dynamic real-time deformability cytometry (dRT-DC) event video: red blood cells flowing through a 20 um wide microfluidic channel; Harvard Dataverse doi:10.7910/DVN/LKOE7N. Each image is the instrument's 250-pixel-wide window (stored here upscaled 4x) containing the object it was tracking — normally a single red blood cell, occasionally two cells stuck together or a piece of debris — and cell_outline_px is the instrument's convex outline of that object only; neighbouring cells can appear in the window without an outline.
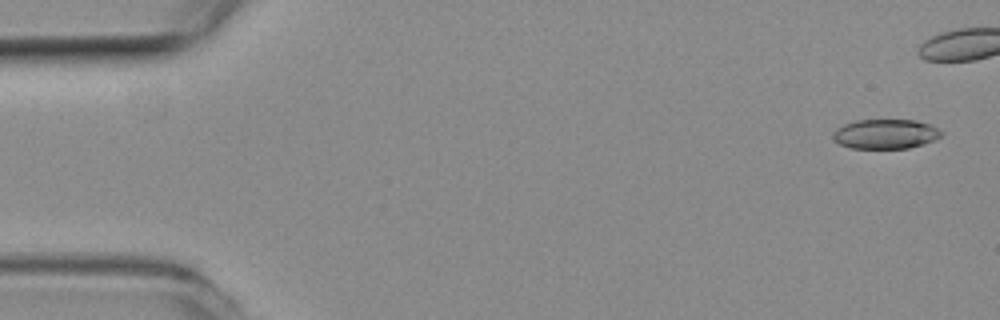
{"species": "common noctule bat (a hibernating species)", "species_latin": "Nyctalus noctula", "temperature_condition": "room temperature", "stored_images_in_passage": 42, "camera_frame_rate_fps": 3000, "um_per_image_px": 0.085, "animal": {"sex": "female", "body_mass_g": 19.3, "forearm_length_mm": 54.1}, "frame": {"image": 1, "passage_image": 1, "time_ms": 0.0, "image_size_px": [1000, 320], "cell_outline_px": [[940, 136], [924, 144], [908, 148], [852, 148], [840, 144], [832, 140], [832, 136], [836, 128], [844, 124], [856, 120], [916, 120], [928, 124], [936, 128], [940, 132]], "centroid_in_image_um": [75.2, 11.39], "position_along_channel_um": 9.8, "area_um2": 18.5}}
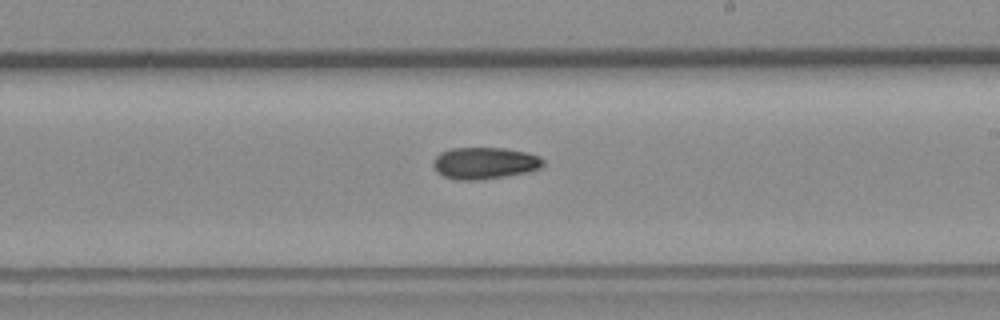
{"frame": {"image": 2, "passage_image": 30, "time_ms": 9.667, "image_size_px": [1000, 320], "cell_outline_px": [[544, 164], [540, 168], [528, 172], [480, 180], [456, 180], [444, 176], [436, 172], [432, 164], [432, 160], [440, 152], [452, 148], [504, 148], [524, 152], [540, 156], [544, 160]], "centroid_in_image_um": [41.16, 13.87], "position_along_channel_um": 247.8, "area_um2": 20.46}}
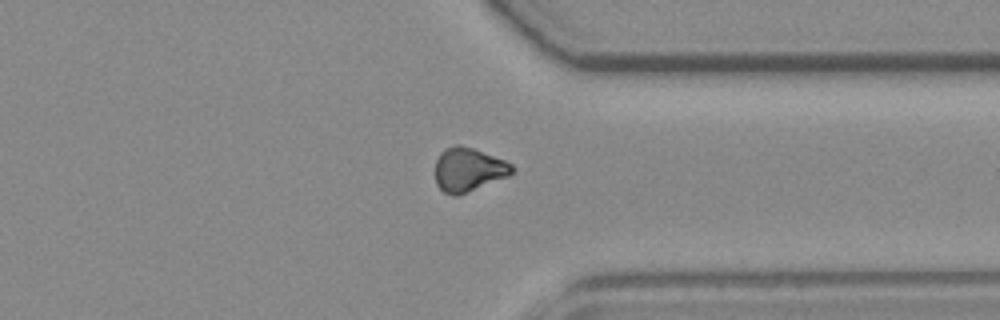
{"frame": {"image": 3, "passage_image": 40, "time_ms": 13.0, "image_size_px": [1000, 320], "cell_outline_px": [[516, 168], [508, 176], [456, 196], [452, 196], [444, 192], [436, 184], [436, 160], [440, 152], [444, 148], [456, 144], [460, 144], [472, 148], [504, 160], [512, 164]], "centroid_in_image_um": [39.8, 14.4], "position_along_channel_um": 371.6, "area_um2": 19.48}}